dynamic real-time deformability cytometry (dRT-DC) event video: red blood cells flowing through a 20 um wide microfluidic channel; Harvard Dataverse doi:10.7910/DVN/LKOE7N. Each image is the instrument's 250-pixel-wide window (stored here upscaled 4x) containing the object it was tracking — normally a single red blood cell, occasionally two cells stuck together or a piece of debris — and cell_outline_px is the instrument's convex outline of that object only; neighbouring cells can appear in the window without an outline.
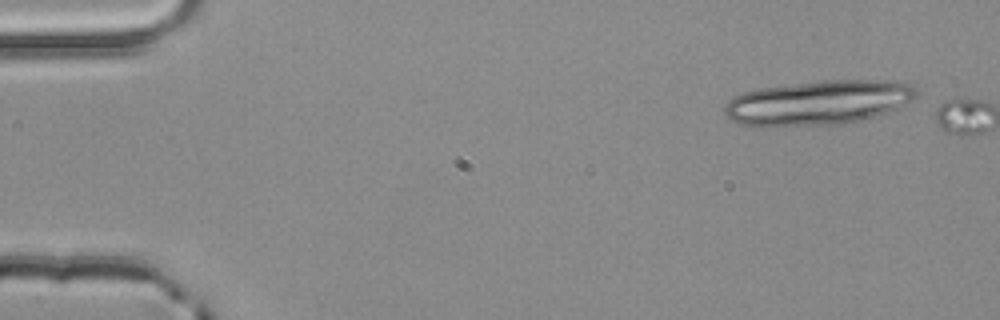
{"species": "common noctule bat (a hibernating species)", "species_latin": "Nyctalus noctula", "temperature_condition": "room temperature", "stored_images_in_passage": 2, "camera_frame_rate_fps": 3000, "um_per_image_px": 0.085, "animal": {"sex": "male", "body_mass_g": 20.4}, "frame": {"image": 1, "passage_image": 1, "time_ms": 0.0, "image_size_px": [1000, 320], "cell_outline_px": [[916, 96], [908, 104], [888, 112], [876, 116], [836, 124], [740, 124], [728, 120], [724, 116], [724, 104], [732, 96], [744, 92], [760, 88], [824, 80], [904, 80], [912, 84], [916, 88]], "centroid_in_image_um": [69.61, 8.68], "position_along_channel_um": 15.4, "area_um2": 49.3}}